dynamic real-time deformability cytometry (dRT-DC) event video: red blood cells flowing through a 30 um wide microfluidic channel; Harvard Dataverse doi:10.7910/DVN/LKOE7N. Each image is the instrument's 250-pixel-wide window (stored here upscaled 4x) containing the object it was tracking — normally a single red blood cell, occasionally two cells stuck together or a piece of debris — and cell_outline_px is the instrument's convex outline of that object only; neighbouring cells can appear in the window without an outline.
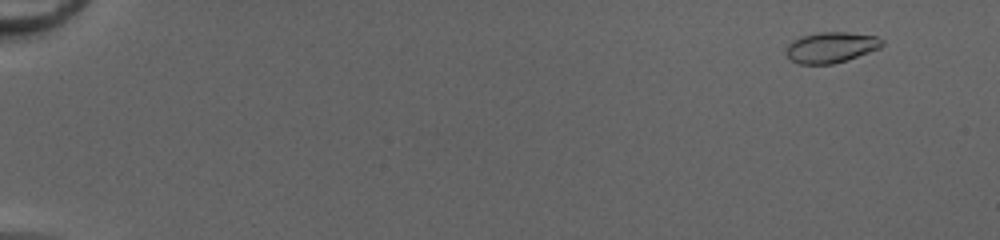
{"species": "common noctule bat (a hibernating species)", "species_latin": "Nyctalus noctula", "temperature_condition": "cold", "stored_images_in_passage": 52, "camera_frame_rate_fps": 3000, "um_per_image_px": 0.085, "animal": {"sex": "female", "body_mass_g": 20.0, "forearm_length_mm": 54.0}, "frame": {"image": 1, "passage_image": 5, "time_ms": 1.333, "image_size_px": [1000, 240], "cell_outline_px": [[884, 44], [880, 48], [848, 60], [832, 64], [800, 64], [792, 60], [784, 52], [788, 44], [792, 40], [800, 36], [816, 32], [848, 32], [876, 36], [884, 40]], "centroid_in_image_um": [70.64, 4.02], "position_along_channel_um": 14.4, "area_um2": 17.4}}
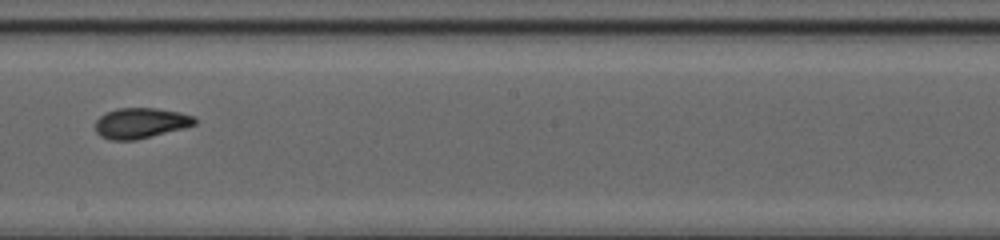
{"frame": {"image": 2, "passage_image": 33, "time_ms": 10.667, "image_size_px": [1000, 240], "cell_outline_px": [[196, 124], [184, 128], [136, 140], [112, 140], [100, 136], [96, 132], [96, 120], [104, 112], [116, 108], [156, 108], [180, 112], [196, 116]], "centroid_in_image_um": [11.96, 10.45], "position_along_channel_um": 236.2, "area_um2": 17.8}}
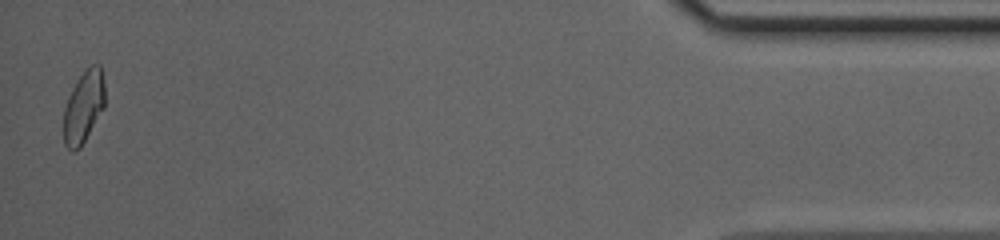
{"frame": {"image": 3, "passage_image": 52, "time_ms": 17.0, "image_size_px": [1000, 240], "cell_outline_px": [[104, 108], [80, 148], [76, 152], [72, 152], [64, 144], [64, 108], [68, 96], [72, 88], [80, 76], [92, 64], [100, 64], [104, 80]], "centroid_in_image_um": [7.11, 9.1], "position_along_channel_um": 428.1, "area_um2": 17.28}, "authors_computed_cell_mechanics": {"area_um2": 17.3111, "velocity_mm_per_s": 4.2025, "shape_relaxation_time_tau1_ms": 2.7901, "shape_relaxation_time_tau2_ms": 1.5907, "deformation_change_tau1": 0.1379, "deformation_change_tau2": 0.0629}}